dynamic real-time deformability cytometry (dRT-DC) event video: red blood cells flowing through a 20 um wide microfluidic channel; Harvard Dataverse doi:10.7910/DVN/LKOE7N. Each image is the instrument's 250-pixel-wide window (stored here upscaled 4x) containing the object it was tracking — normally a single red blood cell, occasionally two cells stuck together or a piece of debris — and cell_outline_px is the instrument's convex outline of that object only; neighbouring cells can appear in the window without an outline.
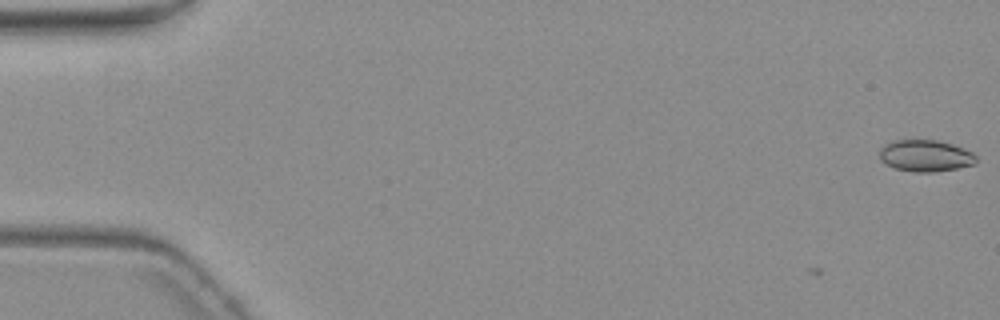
{"species": "common noctule bat (a hibernating species)", "species_latin": "Nyctalus noctula", "temperature_condition": "warm", "stored_images_in_passage": 2, "camera_frame_rate_fps": 3000, "um_per_image_px": 0.085, "animal": {"sex": "female", "body_mass_g": 19.3, "forearm_length_mm": 54.1}, "frame": {"image": 1, "passage_image": 2, "time_ms": 1.0, "image_size_px": [1000, 320], "cell_outline_px": [[976, 164], [956, 168], [932, 172], [912, 172], [896, 168], [880, 160], [880, 148], [884, 144], [892, 140], [936, 140], [952, 144], [972, 152], [976, 156]], "centroid_in_image_um": [78.65, 13.23], "position_along_channel_um": 6.3, "area_um2": 17.74}}